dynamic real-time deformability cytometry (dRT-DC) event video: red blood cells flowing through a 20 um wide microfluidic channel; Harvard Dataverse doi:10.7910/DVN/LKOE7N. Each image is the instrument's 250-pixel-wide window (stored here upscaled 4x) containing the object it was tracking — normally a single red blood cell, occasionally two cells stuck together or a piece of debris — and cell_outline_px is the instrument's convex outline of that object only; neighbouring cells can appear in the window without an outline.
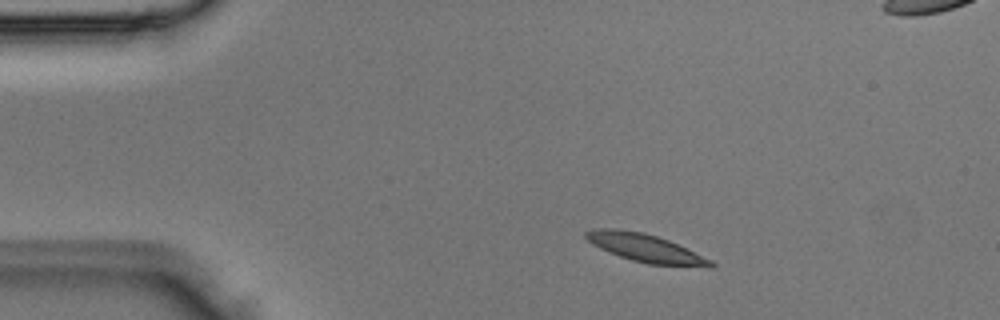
{"species": "Egyptian fruit bat (a non-hibernating species)", "species_latin": "Rousettus aegyptiacus", "temperature_condition": "room temperature", "stored_images_in_passage": 3, "segment_of_instrument_passage": [1, 2], "camera_frame_rate_fps": 3000, "um_per_image_px": 0.085, "animal": {"sex": "male"}, "frame": {"image": 1, "passage_image": 1, "time_ms": 0.0, "image_size_px": [1000, 320], "cell_outline_px": [[716, 264], [712, 268], [648, 264], [632, 260], [620, 256], [600, 248], [592, 244], [584, 236], [584, 232], [600, 228], [616, 228], [644, 232], [668, 240], [712, 260]], "centroid_in_image_um": [54.89, 21.09], "position_along_channel_um": 30.1, "area_um2": 20.4}}